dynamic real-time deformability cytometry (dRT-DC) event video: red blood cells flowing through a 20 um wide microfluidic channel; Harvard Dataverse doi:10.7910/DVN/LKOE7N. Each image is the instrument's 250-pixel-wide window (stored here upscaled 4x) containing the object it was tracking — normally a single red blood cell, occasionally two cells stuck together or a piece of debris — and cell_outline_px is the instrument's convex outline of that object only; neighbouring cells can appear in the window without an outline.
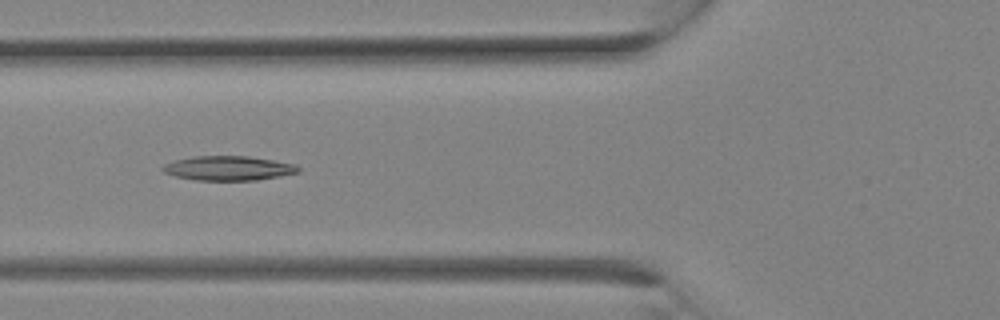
{"species": "Egyptian fruit bat (a non-hibernating species)", "species_latin": "Rousettus aegyptiacus", "temperature_condition": "room temperature", "stored_images_in_passage": 13, "camera_frame_rate_fps": 3000, "um_per_image_px": 0.085, "animal": {"sex": "female"}, "frame": {"image": 1, "passage_image": 10, "time_ms": 3.0, "image_size_px": [1000, 320], "cell_outline_px": [[300, 172], [280, 176], [256, 180], [192, 180], [176, 176], [164, 172], [160, 168], [164, 164], [172, 160], [192, 156], [248, 156], [296, 164], [300, 168]], "centroid_in_image_um": [19.38, 14.29], "position_along_channel_um": 106.4, "area_um2": 19.42}}
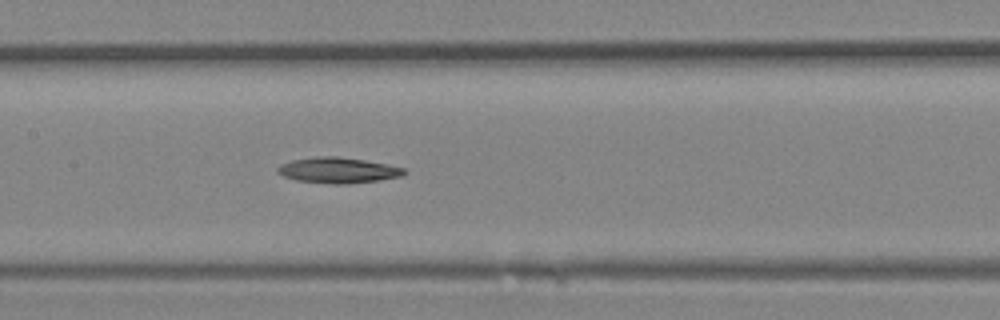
{"frame": {"image": 2, "passage_image": 13, "time_ms": 4.0, "image_size_px": [1000, 320], "cell_outline_px": [[408, 172], [404, 176], [380, 180], [348, 184], [336, 184], [296, 180], [284, 176], [276, 172], [276, 168], [280, 164], [292, 160], [320, 156], [336, 156], [364, 160], [388, 164], [404, 168]], "centroid_in_image_um": [28.76, 14.47], "position_along_channel_um": 178.6, "area_um2": 19.02}}